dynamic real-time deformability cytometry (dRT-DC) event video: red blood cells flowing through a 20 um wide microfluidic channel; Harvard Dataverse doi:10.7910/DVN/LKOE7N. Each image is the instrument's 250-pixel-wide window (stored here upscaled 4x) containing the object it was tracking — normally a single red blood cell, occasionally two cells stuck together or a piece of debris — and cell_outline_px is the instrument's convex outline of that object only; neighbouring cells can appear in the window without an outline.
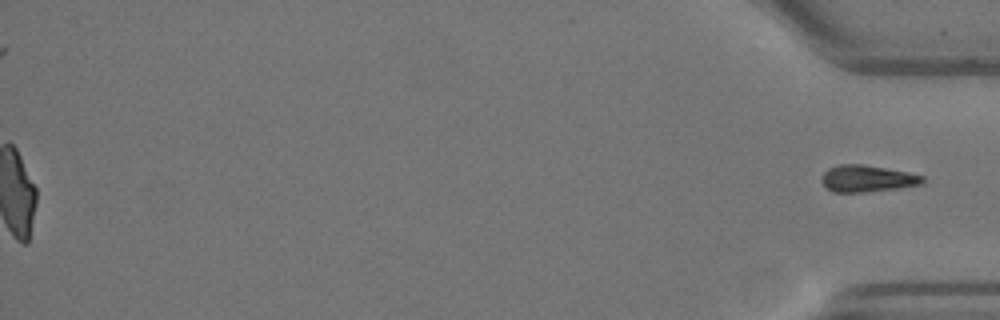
{"species": "Egyptian fruit bat (a non-hibernating species)", "species_latin": "Rousettus aegyptiacus", "temperature_condition": "warm", "stored_images_in_passage": 44, "segment_of_instrument_passage": [2, 2], "camera_frame_rate_fps": 3000, "um_per_image_px": 0.085, "animal": {"sex": "female"}, "frame": {"image": 1, "passage_image": 44, "time_ms": 14.333, "image_size_px": [1000, 320], "cell_outline_px": [[924, 184], [900, 188], [864, 192], [832, 192], [824, 188], [820, 180], [824, 172], [828, 168], [840, 164], [860, 164], [908, 172], [924, 176]], "centroid_in_image_um": [73.69, 15.19], "position_along_channel_um": 361.5, "area_um2": 15.9}}